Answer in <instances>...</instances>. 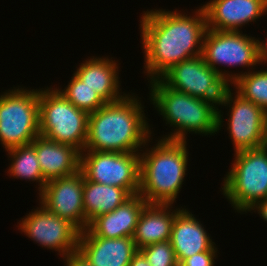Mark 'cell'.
Segmentation results:
<instances>
[{"mask_svg": "<svg viewBox=\"0 0 267 266\" xmlns=\"http://www.w3.org/2000/svg\"><path fill=\"white\" fill-rule=\"evenodd\" d=\"M259 59L265 65L267 63V40L259 39Z\"/></svg>", "mask_w": 267, "mask_h": 266, "instance_id": "obj_30", "label": "cell"}, {"mask_svg": "<svg viewBox=\"0 0 267 266\" xmlns=\"http://www.w3.org/2000/svg\"><path fill=\"white\" fill-rule=\"evenodd\" d=\"M198 8L192 16L178 9L143 11L140 43L144 73L150 80L160 78L175 64L202 55L207 23L203 7Z\"/></svg>", "mask_w": 267, "mask_h": 266, "instance_id": "obj_1", "label": "cell"}, {"mask_svg": "<svg viewBox=\"0 0 267 266\" xmlns=\"http://www.w3.org/2000/svg\"><path fill=\"white\" fill-rule=\"evenodd\" d=\"M66 266H92L78 251L63 258Z\"/></svg>", "mask_w": 267, "mask_h": 266, "instance_id": "obj_27", "label": "cell"}, {"mask_svg": "<svg viewBox=\"0 0 267 266\" xmlns=\"http://www.w3.org/2000/svg\"><path fill=\"white\" fill-rule=\"evenodd\" d=\"M217 251H205L185 258L179 266H215Z\"/></svg>", "mask_w": 267, "mask_h": 266, "instance_id": "obj_26", "label": "cell"}, {"mask_svg": "<svg viewBox=\"0 0 267 266\" xmlns=\"http://www.w3.org/2000/svg\"><path fill=\"white\" fill-rule=\"evenodd\" d=\"M233 85V86H232ZM246 100L259 105L267 113V68L256 71L233 73L230 84Z\"/></svg>", "mask_w": 267, "mask_h": 266, "instance_id": "obj_23", "label": "cell"}, {"mask_svg": "<svg viewBox=\"0 0 267 266\" xmlns=\"http://www.w3.org/2000/svg\"><path fill=\"white\" fill-rule=\"evenodd\" d=\"M149 99L154 108L173 127L168 135L160 137L168 140L186 141L187 133L215 135L221 130L224 116L218 106L204 99L190 96L168 87L160 78L149 80ZM215 133V134H214Z\"/></svg>", "mask_w": 267, "mask_h": 266, "instance_id": "obj_3", "label": "cell"}, {"mask_svg": "<svg viewBox=\"0 0 267 266\" xmlns=\"http://www.w3.org/2000/svg\"><path fill=\"white\" fill-rule=\"evenodd\" d=\"M80 171L86 180L121 187L131 196L139 194L140 153L84 150Z\"/></svg>", "mask_w": 267, "mask_h": 266, "instance_id": "obj_9", "label": "cell"}, {"mask_svg": "<svg viewBox=\"0 0 267 266\" xmlns=\"http://www.w3.org/2000/svg\"><path fill=\"white\" fill-rule=\"evenodd\" d=\"M160 79L170 88L219 106L230 84L206 64L202 55L173 65Z\"/></svg>", "mask_w": 267, "mask_h": 266, "instance_id": "obj_11", "label": "cell"}, {"mask_svg": "<svg viewBox=\"0 0 267 266\" xmlns=\"http://www.w3.org/2000/svg\"><path fill=\"white\" fill-rule=\"evenodd\" d=\"M254 211L259 214V216L264 220L267 221V198L262 199L261 201L257 202L248 212Z\"/></svg>", "mask_w": 267, "mask_h": 266, "instance_id": "obj_28", "label": "cell"}, {"mask_svg": "<svg viewBox=\"0 0 267 266\" xmlns=\"http://www.w3.org/2000/svg\"><path fill=\"white\" fill-rule=\"evenodd\" d=\"M172 206L174 205L152 203L145 206L133 235L138 250L151 244L170 240L175 217L183 209L182 207L172 209Z\"/></svg>", "mask_w": 267, "mask_h": 266, "instance_id": "obj_20", "label": "cell"}, {"mask_svg": "<svg viewBox=\"0 0 267 266\" xmlns=\"http://www.w3.org/2000/svg\"><path fill=\"white\" fill-rule=\"evenodd\" d=\"M56 89L75 107L88 114L94 113L106 104L98 93L85 85L74 73L64 89L61 87Z\"/></svg>", "mask_w": 267, "mask_h": 266, "instance_id": "obj_24", "label": "cell"}, {"mask_svg": "<svg viewBox=\"0 0 267 266\" xmlns=\"http://www.w3.org/2000/svg\"><path fill=\"white\" fill-rule=\"evenodd\" d=\"M149 149L140 152L139 195L148 203H176L187 175V141L159 138ZM143 152V153H142Z\"/></svg>", "mask_w": 267, "mask_h": 266, "instance_id": "obj_4", "label": "cell"}, {"mask_svg": "<svg viewBox=\"0 0 267 266\" xmlns=\"http://www.w3.org/2000/svg\"><path fill=\"white\" fill-rule=\"evenodd\" d=\"M234 156L221 191L235 212L248 213L257 202L267 198V145L238 151Z\"/></svg>", "mask_w": 267, "mask_h": 266, "instance_id": "obj_5", "label": "cell"}, {"mask_svg": "<svg viewBox=\"0 0 267 266\" xmlns=\"http://www.w3.org/2000/svg\"><path fill=\"white\" fill-rule=\"evenodd\" d=\"M170 241L178 264L185 258L200 252L218 251L203 224L188 208H183L176 215Z\"/></svg>", "mask_w": 267, "mask_h": 266, "instance_id": "obj_18", "label": "cell"}, {"mask_svg": "<svg viewBox=\"0 0 267 266\" xmlns=\"http://www.w3.org/2000/svg\"><path fill=\"white\" fill-rule=\"evenodd\" d=\"M11 164L8 166V175L15 179L29 180L30 182H38V191L40 194L45 187L47 181L44 179L38 156L31 144L22 145L6 150Z\"/></svg>", "mask_w": 267, "mask_h": 266, "instance_id": "obj_22", "label": "cell"}, {"mask_svg": "<svg viewBox=\"0 0 267 266\" xmlns=\"http://www.w3.org/2000/svg\"><path fill=\"white\" fill-rule=\"evenodd\" d=\"M90 58V59H89ZM76 67L74 74L106 102L121 100L127 94L120 89L119 63L113 57L91 56ZM121 91V92H120Z\"/></svg>", "mask_w": 267, "mask_h": 266, "instance_id": "obj_17", "label": "cell"}, {"mask_svg": "<svg viewBox=\"0 0 267 266\" xmlns=\"http://www.w3.org/2000/svg\"><path fill=\"white\" fill-rule=\"evenodd\" d=\"M231 91L229 86L219 106L229 107L226 128L234 152L267 145V113L259 105Z\"/></svg>", "mask_w": 267, "mask_h": 266, "instance_id": "obj_10", "label": "cell"}, {"mask_svg": "<svg viewBox=\"0 0 267 266\" xmlns=\"http://www.w3.org/2000/svg\"><path fill=\"white\" fill-rule=\"evenodd\" d=\"M30 144L36 151L40 169L47 182L70 176L80 170L81 152L75 147L49 140L41 135Z\"/></svg>", "mask_w": 267, "mask_h": 266, "instance_id": "obj_19", "label": "cell"}, {"mask_svg": "<svg viewBox=\"0 0 267 266\" xmlns=\"http://www.w3.org/2000/svg\"><path fill=\"white\" fill-rule=\"evenodd\" d=\"M131 94L89 114L84 150L140 153L145 145L149 148L153 132L146 120L145 107L139 96Z\"/></svg>", "mask_w": 267, "mask_h": 266, "instance_id": "obj_2", "label": "cell"}, {"mask_svg": "<svg viewBox=\"0 0 267 266\" xmlns=\"http://www.w3.org/2000/svg\"><path fill=\"white\" fill-rule=\"evenodd\" d=\"M18 222V230L42 247L59 252L66 257L77 251L80 230L68 220L48 211L39 203Z\"/></svg>", "mask_w": 267, "mask_h": 266, "instance_id": "obj_12", "label": "cell"}, {"mask_svg": "<svg viewBox=\"0 0 267 266\" xmlns=\"http://www.w3.org/2000/svg\"><path fill=\"white\" fill-rule=\"evenodd\" d=\"M139 251L150 266H179L170 240L145 246Z\"/></svg>", "mask_w": 267, "mask_h": 266, "instance_id": "obj_25", "label": "cell"}, {"mask_svg": "<svg viewBox=\"0 0 267 266\" xmlns=\"http://www.w3.org/2000/svg\"><path fill=\"white\" fill-rule=\"evenodd\" d=\"M129 266H150L145 256L138 250L131 259Z\"/></svg>", "mask_w": 267, "mask_h": 266, "instance_id": "obj_29", "label": "cell"}, {"mask_svg": "<svg viewBox=\"0 0 267 266\" xmlns=\"http://www.w3.org/2000/svg\"><path fill=\"white\" fill-rule=\"evenodd\" d=\"M202 57L206 64L218 72L229 84L233 82V74L225 69L222 71L223 69H219L218 65L247 67V71H252L255 70L257 64L258 66L262 64L259 59L258 39L243 34L242 31L207 29L203 38Z\"/></svg>", "mask_w": 267, "mask_h": 266, "instance_id": "obj_8", "label": "cell"}, {"mask_svg": "<svg viewBox=\"0 0 267 266\" xmlns=\"http://www.w3.org/2000/svg\"><path fill=\"white\" fill-rule=\"evenodd\" d=\"M83 184L84 176L80 170L70 176L52 179L39 194V203L53 214L71 222L80 231H84L86 218Z\"/></svg>", "mask_w": 267, "mask_h": 266, "instance_id": "obj_13", "label": "cell"}, {"mask_svg": "<svg viewBox=\"0 0 267 266\" xmlns=\"http://www.w3.org/2000/svg\"><path fill=\"white\" fill-rule=\"evenodd\" d=\"M19 87L0 94V142L5 150L28 145L40 135L39 89Z\"/></svg>", "mask_w": 267, "mask_h": 266, "instance_id": "obj_7", "label": "cell"}, {"mask_svg": "<svg viewBox=\"0 0 267 266\" xmlns=\"http://www.w3.org/2000/svg\"><path fill=\"white\" fill-rule=\"evenodd\" d=\"M207 29L241 31L267 14V0H210L203 4Z\"/></svg>", "mask_w": 267, "mask_h": 266, "instance_id": "obj_14", "label": "cell"}, {"mask_svg": "<svg viewBox=\"0 0 267 266\" xmlns=\"http://www.w3.org/2000/svg\"><path fill=\"white\" fill-rule=\"evenodd\" d=\"M77 251L92 266H129L138 248L133 237L80 236Z\"/></svg>", "mask_w": 267, "mask_h": 266, "instance_id": "obj_16", "label": "cell"}, {"mask_svg": "<svg viewBox=\"0 0 267 266\" xmlns=\"http://www.w3.org/2000/svg\"><path fill=\"white\" fill-rule=\"evenodd\" d=\"M130 197L131 195L121 187L104 185L84 179L83 205L86 228L94 218L112 212Z\"/></svg>", "mask_w": 267, "mask_h": 266, "instance_id": "obj_21", "label": "cell"}, {"mask_svg": "<svg viewBox=\"0 0 267 266\" xmlns=\"http://www.w3.org/2000/svg\"><path fill=\"white\" fill-rule=\"evenodd\" d=\"M148 202L139 194L131 196L109 213L94 218L80 236L133 237L139 217Z\"/></svg>", "mask_w": 267, "mask_h": 266, "instance_id": "obj_15", "label": "cell"}, {"mask_svg": "<svg viewBox=\"0 0 267 266\" xmlns=\"http://www.w3.org/2000/svg\"><path fill=\"white\" fill-rule=\"evenodd\" d=\"M43 89V90H42ZM89 114L75 107L56 88L39 89V134L84 151Z\"/></svg>", "mask_w": 267, "mask_h": 266, "instance_id": "obj_6", "label": "cell"}]
</instances>
